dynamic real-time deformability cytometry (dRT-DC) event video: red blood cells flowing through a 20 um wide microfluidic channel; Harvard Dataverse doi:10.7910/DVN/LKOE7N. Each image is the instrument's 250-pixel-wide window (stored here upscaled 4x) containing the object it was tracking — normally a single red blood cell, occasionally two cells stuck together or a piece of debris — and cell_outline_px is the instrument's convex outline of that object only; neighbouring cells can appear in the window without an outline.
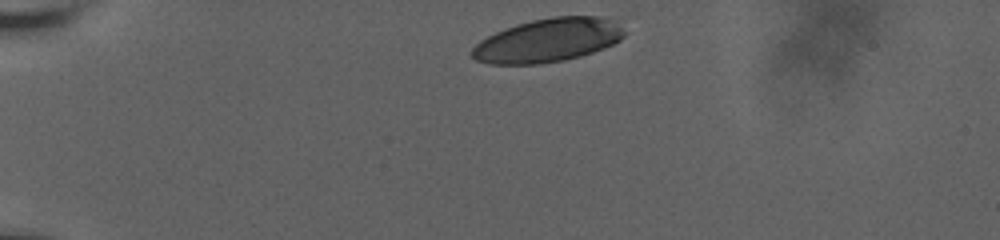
{"species": "human", "species_latin": "Homo sapiens", "temperature_condition": "room temperature", "stored_images_in_passage": 48, "camera_frame_rate_fps": 3000, "um_per_image_px": 0.085, "donor": {"sex": "male"}, "frame": {"image": 1, "passage_image": 1, "time_ms": 0.0, "image_size_px": [1000, 240], "cell_outline_px": [[624, 36], [620, 40], [604, 48], [580, 56], [564, 60], [540, 64], [488, 64], [476, 60], [468, 52], [480, 40], [504, 28], [516, 24], [532, 20], [552, 16], [608, 16], [624, 32]], "centroid_in_image_um": [46.54, 3.42], "position_along_channel_um": 38.5, "area_um2": 38.78}}
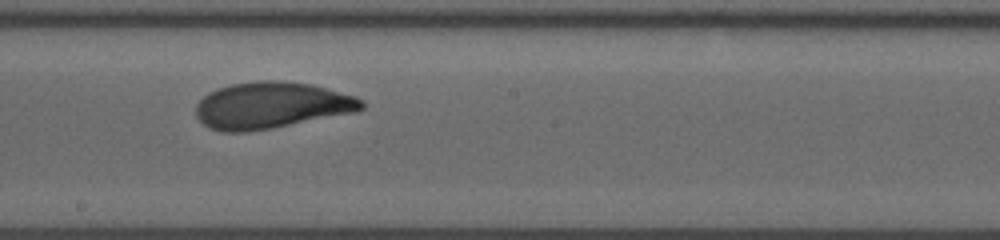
{"frame": {"image": 2, "passage_image": 28, "time_ms": 7.0, "image_size_px": [1000, 240], "cell_outline_px": [[364, 108], [356, 112], [272, 128], [248, 132], [220, 132], [208, 128], [196, 116], [196, 104], [208, 92], [216, 88], [232, 84], [256, 80], [280, 80], [312, 84], [356, 96], [364, 100]], "centroid_in_image_um": [23.06, 8.95], "position_along_channel_um": 225.1, "area_um2": 45.32}}
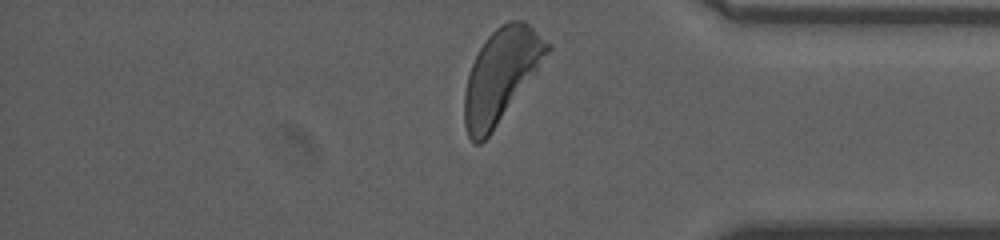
{"frame": {"image": 3, "passage_image": 47, "time_ms": 12.0, "image_size_px": [1000, 240], "cell_outline_px": [[552, 48], [536, 72], [488, 136], [480, 144], [472, 144], [468, 136], [464, 124], [464, 92], [468, 76], [472, 64], [480, 48], [488, 36], [500, 24], [508, 20], [524, 20], [552, 44]], "centroid_in_image_um": [42.59, 6.38], "position_along_channel_um": 392.6, "area_um2": 44.45}, "authors_computed_cell_mechanics": {"area_um2": 44.0436, "velocity_mm_per_s": 3.6118, "shape_relaxation_time_tau1_ms": 3.723, "shape_relaxation_time_tau2_ms": 1.2647, "deformation_change_tau1": 0.1792, "deformation_change_tau2": 0.0791}}